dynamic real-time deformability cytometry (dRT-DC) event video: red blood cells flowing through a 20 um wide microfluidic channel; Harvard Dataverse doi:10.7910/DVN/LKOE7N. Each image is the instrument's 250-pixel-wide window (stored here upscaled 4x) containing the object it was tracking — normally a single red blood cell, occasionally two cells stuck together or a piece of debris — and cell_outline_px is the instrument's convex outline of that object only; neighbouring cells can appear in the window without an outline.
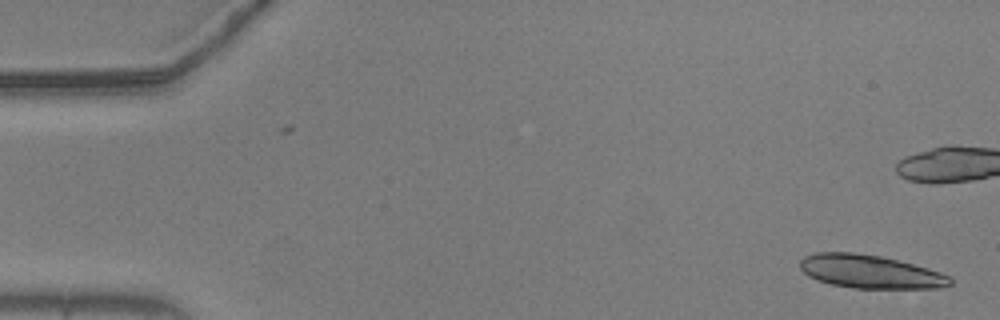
{"species": "common noctule bat (a hibernating species)", "species_latin": "Nyctalus noctula", "temperature_condition": "warm", "stored_images_in_passage": 56, "camera_frame_rate_fps": 3000, "um_per_image_px": 0.085, "animal": {"sex": "male", "body_mass_g": 20.5, "forearm_length_mm": 52.5}, "frame": {"image": 1, "passage_image": 1, "time_ms": 0.0, "image_size_px": [1000, 320], "cell_outline_px": [[952, 284], [944, 288], [852, 288], [832, 284], [816, 280], [808, 276], [800, 268], [800, 260], [804, 256], [816, 252], [852, 252], [880, 256], [928, 268], [940, 272], [948, 276], [952, 280]], "centroid_in_image_um": [73.94, 23.09], "position_along_channel_um": 11.1, "area_um2": 29.13}, "authors_computed_cell_mechanics": {"area_um2": 18.3515, "velocity_mm_per_s": 3.6712, "shape_relaxation_time_tau1_ms": 8.1783, "shape_relaxation_time_tau2_ms": 2.677, "deformation_change_tau1": 0.235, "deformation_change_tau2": 0.0981}}